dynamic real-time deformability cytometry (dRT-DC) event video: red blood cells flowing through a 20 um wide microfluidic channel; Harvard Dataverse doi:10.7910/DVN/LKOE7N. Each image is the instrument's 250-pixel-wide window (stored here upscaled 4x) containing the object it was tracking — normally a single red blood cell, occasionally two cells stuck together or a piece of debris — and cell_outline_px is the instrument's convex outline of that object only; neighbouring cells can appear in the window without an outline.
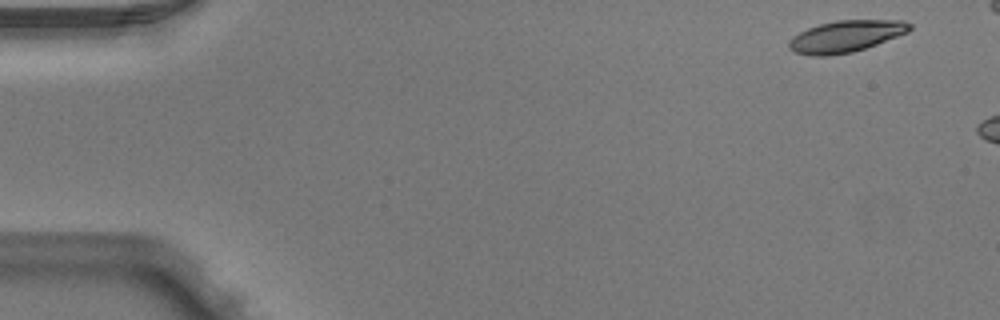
{"species": "Egyptian fruit bat (a non-hibernating species)", "species_latin": "Rousettus aegyptiacus", "temperature_condition": "warm", "stored_images_in_passage": 2, "camera_frame_rate_fps": 3000, "um_per_image_px": 0.085, "animal": {"sex": "male"}, "frame": {"image": 1, "passage_image": 1, "time_ms": 0.0, "image_size_px": [1000, 320], "cell_outline_px": [[912, 28], [908, 32], [876, 44], [852, 52], [828, 56], [812, 56], [796, 52], [788, 48], [788, 40], [792, 36], [808, 28], [820, 24], [836, 20], [904, 20], [912, 24]], "centroid_in_image_um": [71.88, 3.08], "position_along_channel_um": 13.1, "area_um2": 22.25}}